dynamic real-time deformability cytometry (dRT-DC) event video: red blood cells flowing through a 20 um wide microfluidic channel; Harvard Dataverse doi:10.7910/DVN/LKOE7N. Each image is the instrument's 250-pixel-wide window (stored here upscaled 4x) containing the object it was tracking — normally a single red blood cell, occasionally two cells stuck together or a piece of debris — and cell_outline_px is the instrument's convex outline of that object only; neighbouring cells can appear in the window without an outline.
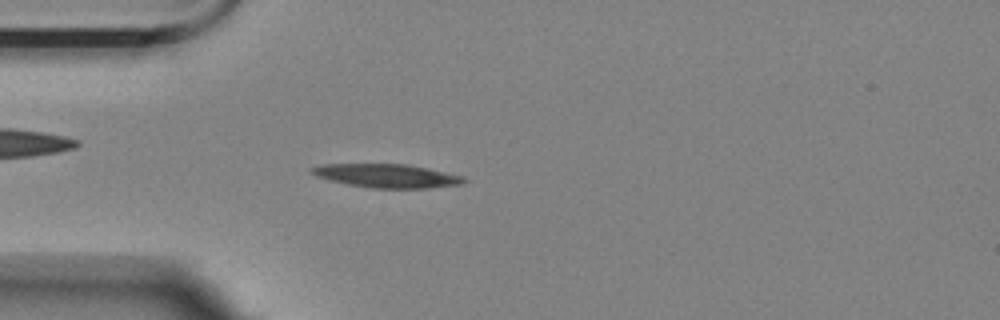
{"species": "Egyptian fruit bat (a non-hibernating species)", "species_latin": "Rousettus aegyptiacus", "temperature_condition": "room temperature", "stored_images_in_passage": 22, "camera_frame_rate_fps": 3000, "um_per_image_px": 0.085, "animal": {"sex": "female"}, "frame": {"image": 1, "passage_image": 3, "time_ms": 0.667, "image_size_px": [1000, 320], "cell_outline_px": [[468, 180], [460, 184], [428, 188], [372, 188], [348, 184], [316, 176], [308, 172], [308, 168], [320, 164], [408, 164], [428, 168], [464, 176]], "centroid_in_image_um": [32.86, 14.93], "position_along_channel_um": 52.1, "area_um2": 20.98}}
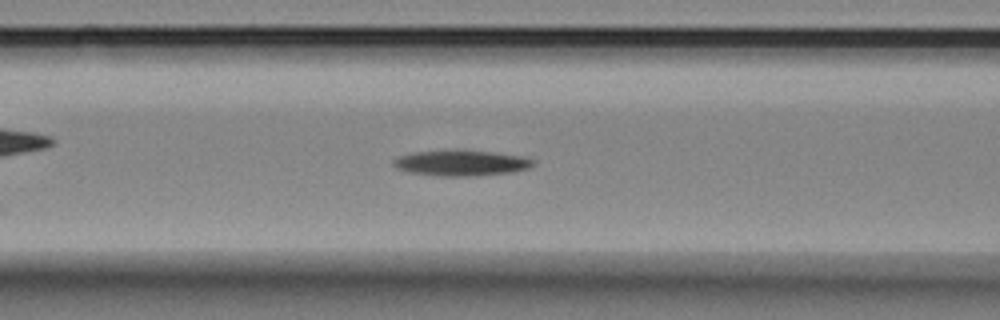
{"frame": {"image": 2, "passage_image": 10, "time_ms": 3.0, "image_size_px": [1000, 320], "cell_outline_px": [[536, 164], [528, 168], [512, 172], [472, 176], [440, 176], [408, 172], [396, 168], [392, 164], [392, 160], [400, 156], [412, 152], [492, 152], [520, 156], [536, 160]], "centroid_in_image_um": [39.21, 13.89], "position_along_channel_um": 127.4, "area_um2": 20.23}}
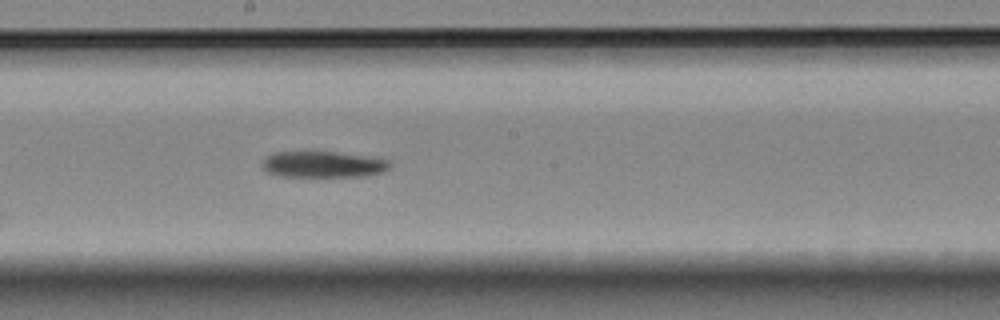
{"frame": {"image": 3, "passage_image": 18, "time_ms": 5.667, "image_size_px": [1000, 320], "cell_outline_px": [[392, 164], [388, 168], [380, 172], [368, 176], [280, 176], [268, 172], [264, 168], [264, 160], [268, 156], [276, 152], [336, 152], [364, 156], [388, 160]], "centroid_in_image_um": [27.49, 13.98], "position_along_channel_um": 220.7, "area_um2": 19.02}}